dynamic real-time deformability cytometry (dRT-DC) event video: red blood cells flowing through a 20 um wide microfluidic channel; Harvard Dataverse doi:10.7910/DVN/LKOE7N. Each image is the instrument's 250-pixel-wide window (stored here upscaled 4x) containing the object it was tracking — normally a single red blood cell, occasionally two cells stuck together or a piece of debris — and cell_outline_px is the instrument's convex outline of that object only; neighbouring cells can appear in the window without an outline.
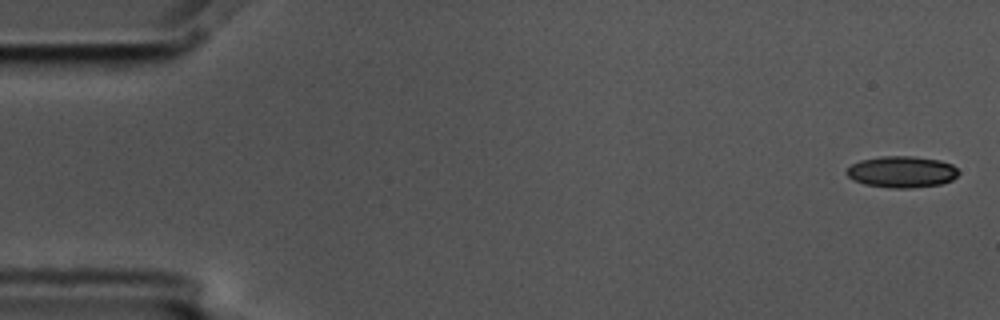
{"species": "common noctule bat (a hibernating species)", "species_latin": "Nyctalus noctula", "temperature_condition": "cold", "stored_images_in_passage": 7, "camera_frame_rate_fps": 3000, "um_per_image_px": 0.085, "animal": {"sex": "male", "body_mass_g": 17.5, "forearm_length_mm": 52.3}, "frame": {"image": 1, "passage_image": 1, "time_ms": 0.0, "image_size_px": [1000, 320], "cell_outline_px": [[960, 172], [952, 180], [940, 184], [912, 188], [892, 188], [864, 184], [852, 180], [844, 172], [852, 164], [860, 160], [880, 156], [912, 156], [940, 160], [952, 164]], "centroid_in_image_um": [76.63, 14.6], "position_along_channel_um": 8.4, "area_um2": 20.63}}